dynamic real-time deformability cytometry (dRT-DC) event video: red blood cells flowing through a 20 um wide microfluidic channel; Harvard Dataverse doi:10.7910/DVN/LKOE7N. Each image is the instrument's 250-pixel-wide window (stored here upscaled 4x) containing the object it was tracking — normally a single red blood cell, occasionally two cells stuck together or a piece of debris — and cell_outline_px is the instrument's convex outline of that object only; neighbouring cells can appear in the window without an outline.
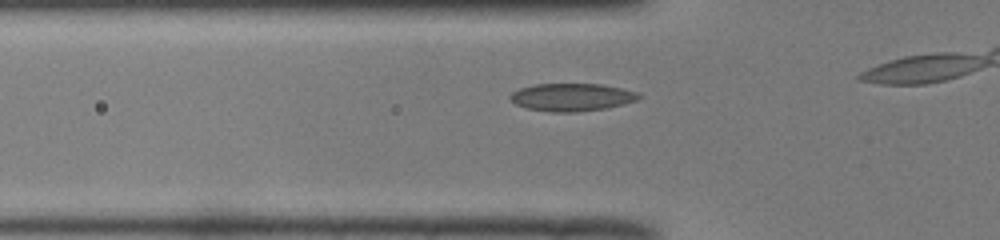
{"species": "common noctule bat (a hibernating species)", "species_latin": "Nyctalus noctula", "temperature_condition": "room temperature", "stored_images_in_passage": 7, "camera_frame_rate_fps": 3000, "um_per_image_px": 0.085, "animal": {"sex": "male", "body_mass_g": 19.0, "forearm_length_mm": 50.8}, "frame": {"image": 1, "passage_image": 2, "time_ms": 0.333, "image_size_px": [1000, 240], "cell_outline_px": [[640, 96], [636, 100], [608, 108], [576, 112], [552, 112], [528, 108], [516, 104], [508, 96], [512, 92], [520, 88], [536, 84], [604, 84], [636, 92]], "centroid_in_image_um": [48.58, 8.26], "position_along_channel_um": 77.2, "area_um2": 20.58}}
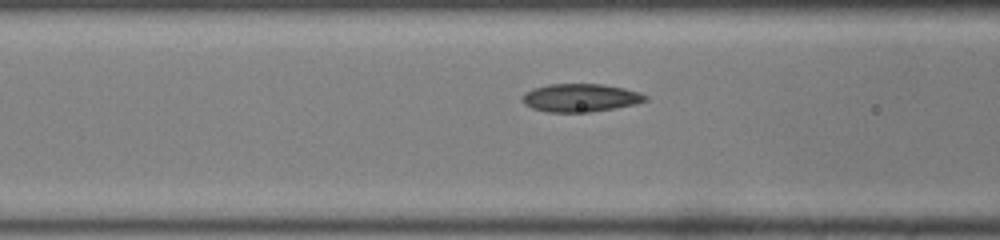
{"frame": {"image": 2, "passage_image": 5, "time_ms": 1.333, "image_size_px": [1000, 240], "cell_outline_px": [[648, 100], [636, 104], [588, 112], [548, 112], [532, 108], [524, 104], [520, 100], [524, 92], [532, 88], [548, 84], [604, 84], [624, 88], [640, 92], [648, 96]], "centroid_in_image_um": [49.31, 8.3], "position_along_channel_um": 117.3, "area_um2": 20.29}}